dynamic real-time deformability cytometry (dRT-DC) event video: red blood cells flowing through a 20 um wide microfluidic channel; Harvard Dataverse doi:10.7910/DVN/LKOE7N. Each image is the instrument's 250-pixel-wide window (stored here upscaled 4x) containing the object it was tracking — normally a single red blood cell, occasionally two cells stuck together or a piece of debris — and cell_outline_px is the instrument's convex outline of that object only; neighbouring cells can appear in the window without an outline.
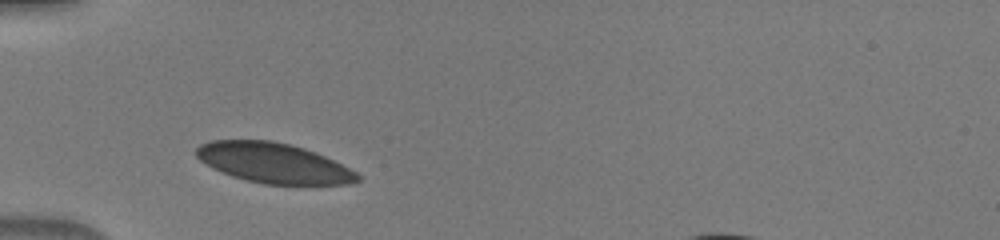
{"species": "human", "species_latin": "Homo sapiens", "temperature_condition": "warm", "stored_images_in_passage": 3, "camera_frame_rate_fps": 3000, "um_per_image_px": 0.085, "donor": {"sex": "male"}, "frame": {"image": 1, "passage_image": 2, "time_ms": 0.333, "image_size_px": [1000, 240], "cell_outline_px": [[360, 180], [348, 184], [264, 184], [248, 180], [212, 168], [200, 160], [196, 156], [196, 148], [200, 144], [212, 140], [272, 140], [304, 148], [324, 156], [356, 172], [360, 176]], "centroid_in_image_um": [23.24, 13.84], "position_along_channel_um": 61.8, "area_um2": 37.11}}